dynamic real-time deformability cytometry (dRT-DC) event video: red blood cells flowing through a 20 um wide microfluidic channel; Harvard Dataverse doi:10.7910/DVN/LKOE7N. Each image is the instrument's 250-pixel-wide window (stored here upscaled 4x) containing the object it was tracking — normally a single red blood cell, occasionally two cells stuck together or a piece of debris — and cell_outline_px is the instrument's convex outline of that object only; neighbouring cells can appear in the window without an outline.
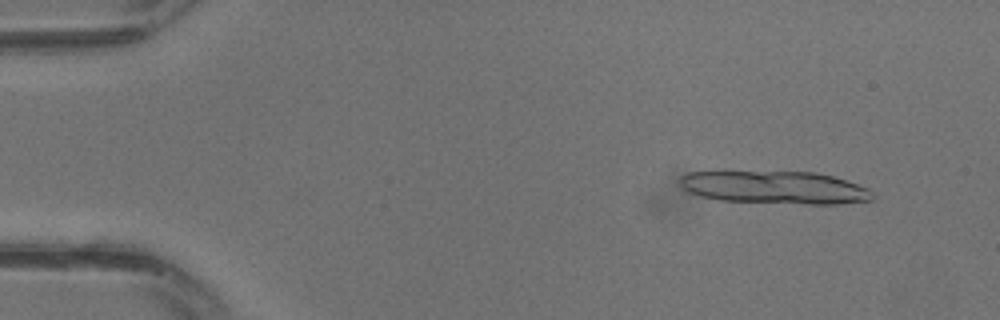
{"species": "common noctule bat (a hibernating species)", "species_latin": "Nyctalus noctula", "temperature_condition": "warm", "stored_images_in_passage": 14, "segment_of_instrument_passage": [1, 2], "camera_frame_rate_fps": 3000, "um_per_image_px": 0.085, "animal": {"sex": "male", "body_mass_g": 13.3}, "frame": {"image": 1, "passage_image": 3, "time_ms": 0.667, "image_size_px": [1000, 320], "cell_outline_px": [[872, 200], [840, 204], [808, 204], [720, 200], [700, 196], [688, 192], [680, 184], [680, 176], [688, 172], [724, 168], [816, 172], [832, 176], [868, 188], [872, 192]], "centroid_in_image_um": [65.73, 15.87], "position_along_channel_um": 19.3, "area_um2": 38.38}}